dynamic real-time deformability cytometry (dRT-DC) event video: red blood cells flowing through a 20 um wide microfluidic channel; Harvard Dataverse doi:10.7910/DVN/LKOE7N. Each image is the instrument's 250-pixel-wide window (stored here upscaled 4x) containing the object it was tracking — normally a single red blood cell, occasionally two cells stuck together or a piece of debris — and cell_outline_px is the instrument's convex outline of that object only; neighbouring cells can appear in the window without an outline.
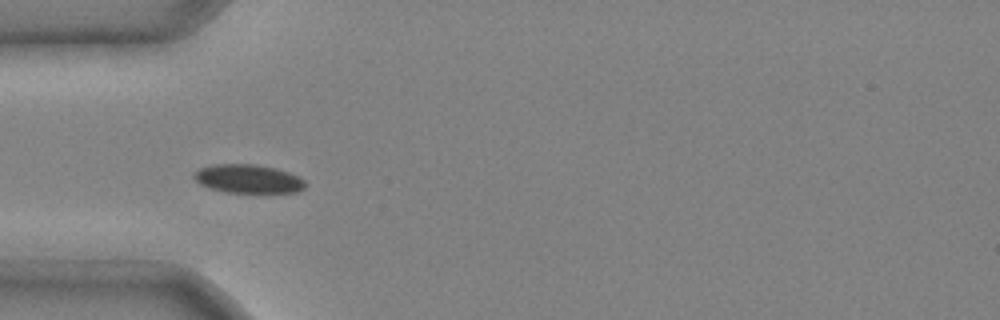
{"species": "common noctule bat (a hibernating species)", "species_latin": "Nyctalus noctula", "temperature_condition": "cold", "stored_images_in_passage": 6, "camera_frame_rate_fps": 3000, "um_per_image_px": 0.085, "animal": {"sex": "male", "body_mass_g": 20.4}, "frame": {"image": 1, "passage_image": 4, "time_ms": 1.0, "image_size_px": [1000, 320], "cell_outline_px": [[308, 184], [304, 188], [296, 192], [224, 192], [200, 184], [192, 176], [192, 172], [200, 168], [212, 164], [256, 164], [276, 168], [300, 176]], "centroid_in_image_um": [21.1, 15.18], "position_along_channel_um": 63.9, "area_um2": 18.67}}
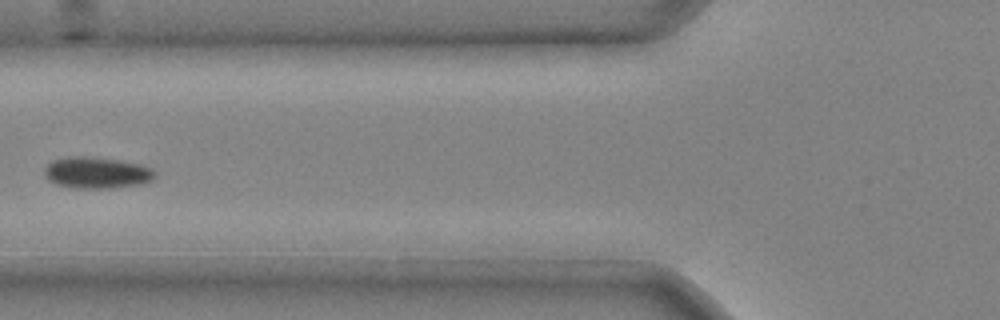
{"frame": {"image": 2, "passage_image": 5, "time_ms": 1.333, "image_size_px": [1000, 320], "cell_outline_px": [[156, 172], [152, 180], [140, 184], [112, 188], [72, 188], [56, 184], [48, 180], [44, 176], [44, 168], [52, 160], [68, 156], [88, 156], [120, 160], [140, 164], [152, 168]], "centroid_in_image_um": [8.2, 14.67], "position_along_channel_um": 117.6, "area_um2": 20.46}}
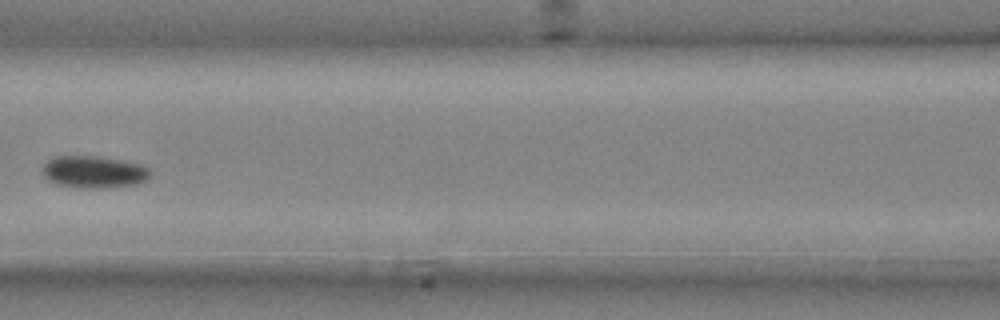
{"frame": {"image": 3, "passage_image": 6, "time_ms": 1.667, "image_size_px": [1000, 320], "cell_outline_px": [[152, 172], [148, 180], [140, 184], [100, 188], [84, 188], [56, 184], [48, 180], [44, 176], [44, 164], [48, 160], [56, 156], [96, 156], [120, 160], [140, 164], [148, 168]], "centroid_in_image_um": [8.02, 14.62], "position_along_channel_um": 158.6, "area_um2": 20.17}}